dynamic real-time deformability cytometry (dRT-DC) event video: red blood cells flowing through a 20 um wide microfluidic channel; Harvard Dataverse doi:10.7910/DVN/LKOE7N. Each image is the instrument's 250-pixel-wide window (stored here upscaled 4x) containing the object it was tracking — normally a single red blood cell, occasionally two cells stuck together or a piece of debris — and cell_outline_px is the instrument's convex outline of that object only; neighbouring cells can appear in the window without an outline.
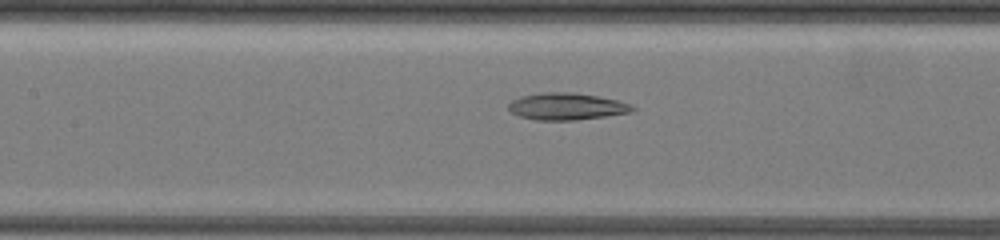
{"species": "common noctule bat (a hibernating species)", "species_latin": "Nyctalus noctula", "temperature_condition": "warm", "stored_images_in_passage": 18, "camera_frame_rate_fps": 3000, "um_per_image_px": 0.085, "animal": {"sex": "female", "body_mass_g": 19.5, "forearm_length_mm": 54.1}, "frame": {"image": 1, "passage_image": 13, "time_ms": 4.0, "image_size_px": [1000, 240], "cell_outline_px": [[636, 108], [628, 112], [604, 116], [576, 120], [536, 120], [520, 116], [512, 112], [508, 108], [508, 104], [512, 100], [520, 96], [540, 92], [572, 92], [596, 96], [616, 100], [632, 104]], "centroid_in_image_um": [48.12, 9.04], "position_along_channel_um": 159.3, "area_um2": 19.31}}
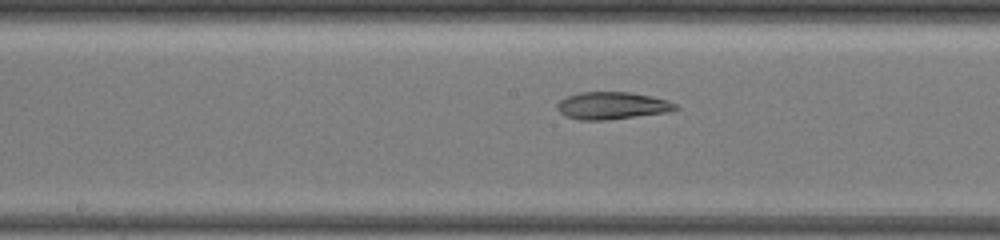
{"frame": {"image": 2, "passage_image": 16, "time_ms": 5.0, "image_size_px": [1000, 240], "cell_outline_px": [[680, 108], [664, 112], [608, 120], [580, 120], [564, 116], [556, 108], [556, 104], [560, 100], [568, 96], [580, 92], [628, 92], [652, 96], [668, 100], [676, 104]], "centroid_in_image_um": [51.99, 8.98], "position_along_channel_um": 196.2, "area_um2": 18.79}}